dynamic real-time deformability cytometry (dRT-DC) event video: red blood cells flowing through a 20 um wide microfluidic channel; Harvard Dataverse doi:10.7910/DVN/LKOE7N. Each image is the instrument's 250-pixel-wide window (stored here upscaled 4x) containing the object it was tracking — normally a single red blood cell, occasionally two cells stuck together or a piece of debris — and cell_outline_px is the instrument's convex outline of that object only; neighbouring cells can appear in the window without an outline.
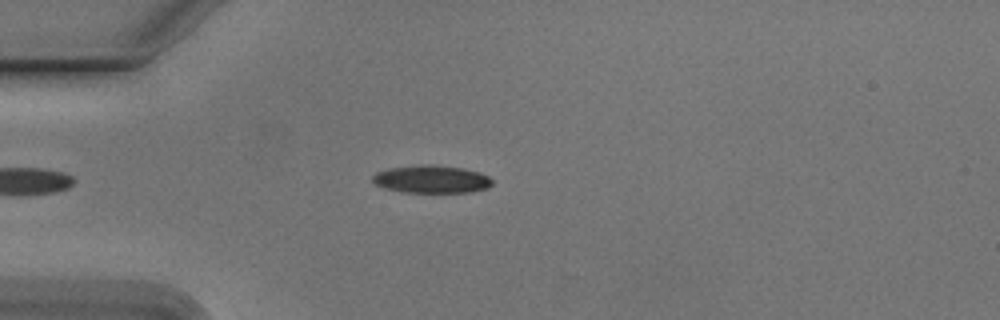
{"species": "Egyptian fruit bat (a non-hibernating species)", "species_latin": "Rousettus aegyptiacus", "temperature_condition": "cold", "stored_images_in_passage": 46, "camera_frame_rate_fps": 3000, "um_per_image_px": 0.085, "animal": {"sex": "male"}, "frame": {"image": 1, "passage_image": 10, "time_ms": 3.0, "image_size_px": [1000, 320], "cell_outline_px": [[492, 184], [488, 188], [472, 192], [400, 192], [384, 188], [376, 184], [372, 180], [372, 176], [376, 172], [388, 168], [420, 164], [432, 164], [464, 168], [480, 172], [488, 176], [492, 180]], "centroid_in_image_um": [36.68, 15.22], "position_along_channel_um": 48.3, "area_um2": 19.59}}
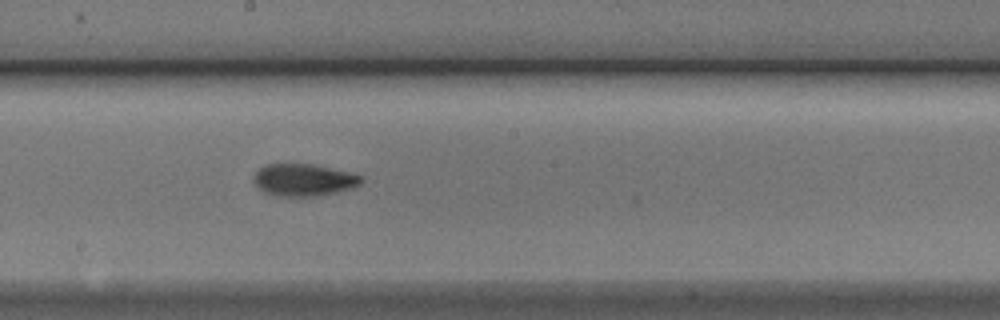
{"frame": {"image": 2, "passage_image": 25, "time_ms": 8.0, "image_size_px": [1000, 320], "cell_outline_px": [[364, 180], [360, 184], [352, 188], [336, 192], [316, 196], [280, 196], [264, 192], [256, 188], [252, 180], [252, 176], [260, 168], [268, 164], [308, 164], [328, 168], [364, 176]], "centroid_in_image_um": [25.77, 15.31], "position_along_channel_um": 222.4, "area_um2": 20.06}}
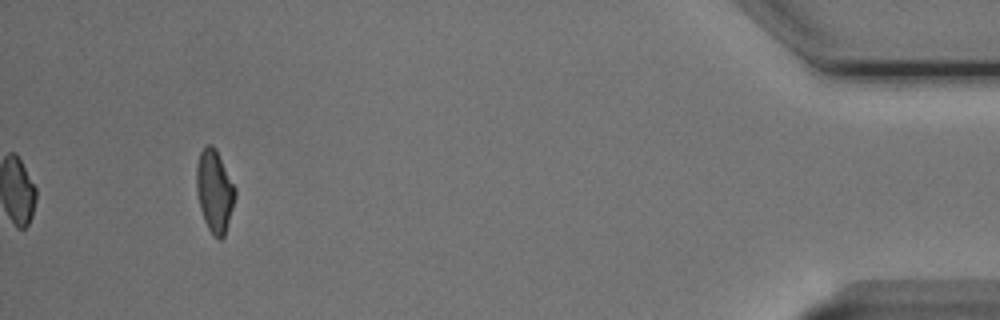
{"frame": {"image": 3, "passage_image": 46, "time_ms": 15.0, "image_size_px": [1000, 320], "cell_outline_px": [[236, 196], [224, 236], [220, 240], [208, 228], [204, 220], [200, 208], [196, 192], [196, 164], [200, 152], [208, 144], [212, 144], [216, 148], [236, 188]], "centroid_in_image_um": [18.23, 16.2], "position_along_channel_um": 417.0, "area_um2": 18.55}, "authors_computed_cell_mechanics": {"area_um2": 19.1896, "velocity_mm_per_s": 3.7866, "shape_relaxation_time_tau1_ms": 3.1304, "shape_relaxation_time_tau2_ms": 2.2827, "deformation_change_tau1": 0.1238, "deformation_change_tau2": 0.0878}}